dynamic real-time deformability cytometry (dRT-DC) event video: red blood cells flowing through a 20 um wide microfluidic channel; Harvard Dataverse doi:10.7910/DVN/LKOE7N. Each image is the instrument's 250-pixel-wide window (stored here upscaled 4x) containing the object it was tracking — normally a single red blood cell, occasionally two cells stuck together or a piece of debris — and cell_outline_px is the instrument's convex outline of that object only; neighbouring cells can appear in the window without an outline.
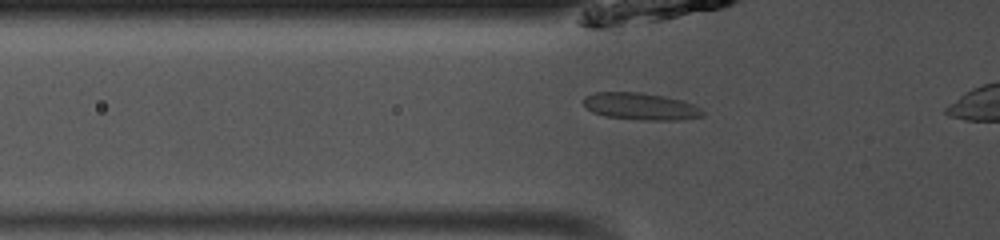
{"species": "common noctule bat (a hibernating species)", "species_latin": "Nyctalus noctula", "temperature_condition": "room temperature", "stored_images_in_passage": 8, "camera_frame_rate_fps": 3000, "um_per_image_px": 0.085, "animal": {"sex": "male", "body_mass_g": 13.0, "forearm_length_mm": 53.1}, "frame": {"image": 1, "passage_image": 6, "time_ms": 1.667, "image_size_px": [1000, 240], "cell_outline_px": [[704, 116], [676, 120], [648, 120], [608, 116], [592, 112], [584, 104], [584, 96], [596, 92], [640, 92], [664, 96], [680, 100], [692, 104], [700, 108], [704, 112]], "centroid_in_image_um": [54.46, 9.03], "position_along_channel_um": 71.3, "area_um2": 18.5}}